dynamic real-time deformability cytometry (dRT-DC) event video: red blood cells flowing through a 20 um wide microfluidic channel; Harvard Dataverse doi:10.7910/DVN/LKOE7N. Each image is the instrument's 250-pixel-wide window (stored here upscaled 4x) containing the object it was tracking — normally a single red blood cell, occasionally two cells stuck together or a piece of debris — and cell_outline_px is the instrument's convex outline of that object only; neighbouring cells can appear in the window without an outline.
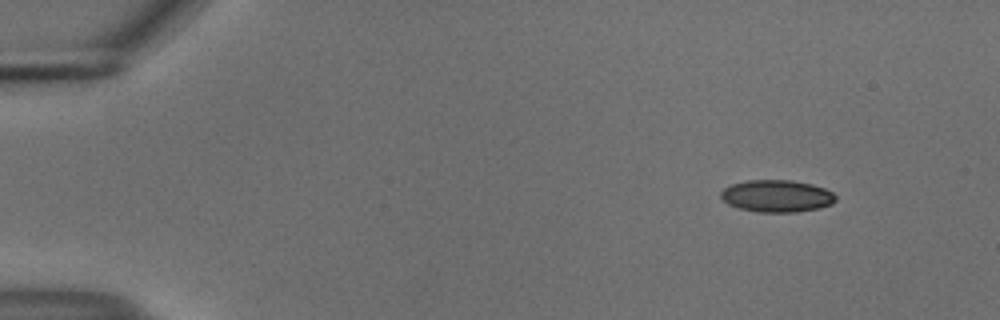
{"species": "common noctule bat (a hibernating species)", "species_latin": "Nyctalus noctula", "temperature_condition": "cold", "stored_images_in_passage": 49, "camera_frame_rate_fps": 3000, "um_per_image_px": 0.085, "animal": {"sex": "male", "body_mass_g": 18.8}, "frame": {"image": 1, "passage_image": 1, "time_ms": 0.0, "image_size_px": [1000, 320], "cell_outline_px": [[836, 200], [832, 204], [820, 208], [796, 212], [760, 212], [740, 208], [728, 204], [720, 196], [720, 192], [724, 188], [732, 184], [748, 180], [792, 180], [812, 184], [824, 188], [832, 192], [836, 196]], "centroid_in_image_um": [66.05, 16.66], "position_along_channel_um": 19.0, "area_um2": 21.5}}
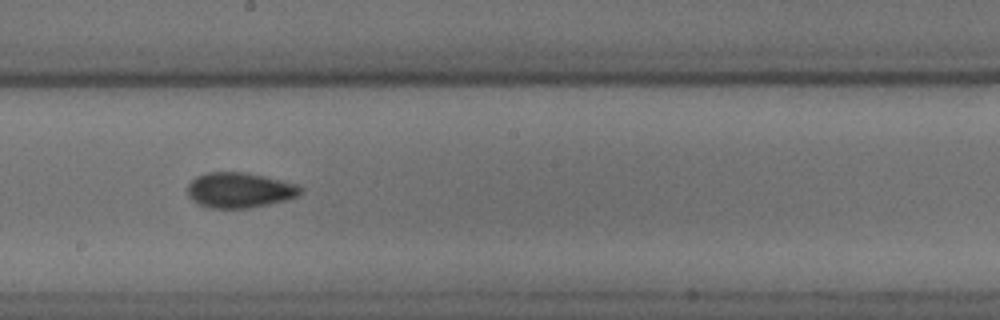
{"frame": {"image": 2, "passage_image": 26, "time_ms": 8.333, "image_size_px": [1000, 320], "cell_outline_px": [[304, 192], [300, 196], [268, 204], [248, 208], [208, 208], [192, 200], [188, 196], [188, 184], [196, 176], [208, 172], [244, 172], [264, 176], [296, 184], [304, 188]], "centroid_in_image_um": [20.38, 16.16], "position_along_channel_um": 227.8, "area_um2": 23.29}}
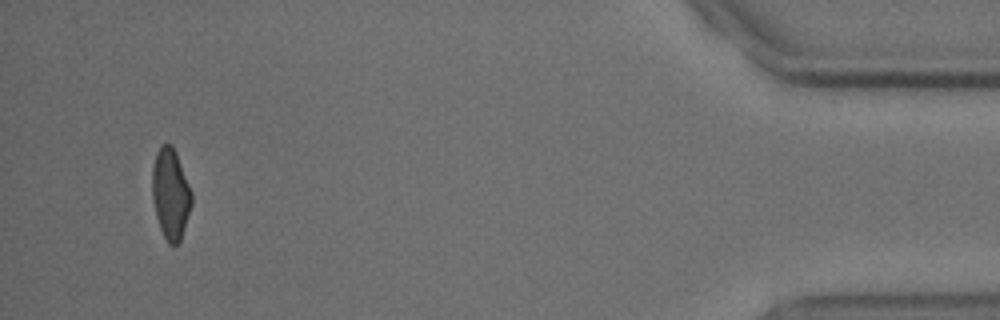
{"frame": {"image": 3, "passage_image": 47, "time_ms": 15.333, "image_size_px": [1000, 320], "cell_outline_px": [[192, 204], [180, 240], [176, 244], [168, 244], [160, 228], [156, 216], [152, 200], [152, 168], [156, 152], [160, 144], [172, 144], [176, 152], [192, 192]], "centroid_in_image_um": [14.49, 16.44], "position_along_channel_um": 420.7, "area_um2": 20.87}, "authors_computed_cell_mechanics": {"area_um2": 22.0218, "velocity_mm_per_s": 3.7394, "shape_relaxation_time_tau1_ms": null, "shape_relaxation_time_tau2_ms": 2.7813, "deformation_change_tau1": null, "deformation_change_tau2": 0.0879}}